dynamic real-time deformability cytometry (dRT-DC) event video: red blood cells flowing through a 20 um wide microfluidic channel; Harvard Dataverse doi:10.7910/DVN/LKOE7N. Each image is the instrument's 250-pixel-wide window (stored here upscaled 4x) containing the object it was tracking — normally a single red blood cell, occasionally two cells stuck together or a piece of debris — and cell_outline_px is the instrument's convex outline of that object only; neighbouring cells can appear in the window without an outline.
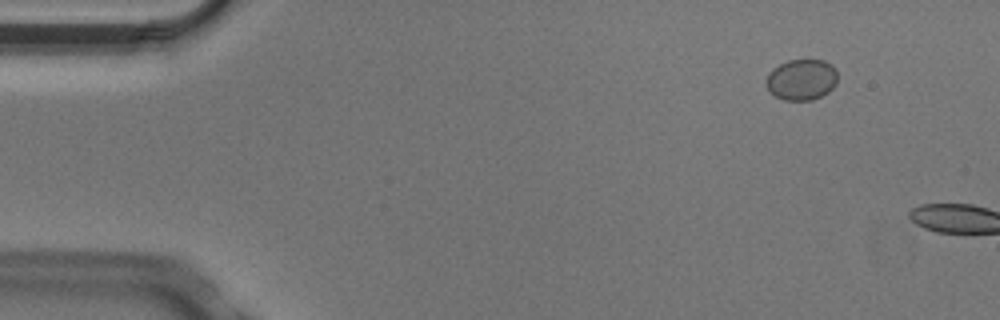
{"species": "Egyptian fruit bat (a non-hibernating species)", "species_latin": "Rousettus aegyptiacus", "temperature_condition": "cold", "stored_images_in_passage": 3, "camera_frame_rate_fps": 3000, "um_per_image_px": 0.085, "animal": {"sex": "male"}, "frame": {"image": 1, "passage_image": 2, "time_ms": 0.333, "image_size_px": [1000, 320], "cell_outline_px": [[836, 84], [828, 92], [812, 100], [784, 100], [768, 92], [764, 84], [768, 72], [772, 68], [788, 60], [824, 60], [832, 64], [836, 72]], "centroid_in_image_um": [68.08, 6.77], "position_along_channel_um": 16.9, "area_um2": 17.22}}